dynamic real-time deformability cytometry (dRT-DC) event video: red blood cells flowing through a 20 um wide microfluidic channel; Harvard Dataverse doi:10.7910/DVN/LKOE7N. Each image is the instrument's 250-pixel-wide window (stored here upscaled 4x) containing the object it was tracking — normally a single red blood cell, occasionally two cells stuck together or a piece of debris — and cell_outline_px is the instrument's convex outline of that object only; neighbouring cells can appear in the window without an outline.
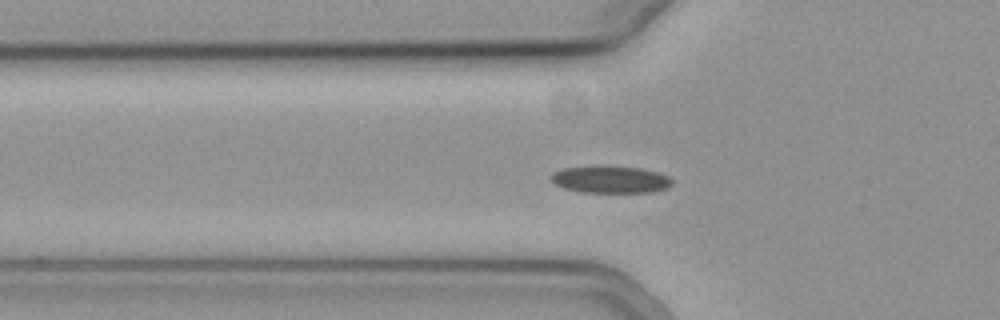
{"species": "common noctule bat (a hibernating species)", "species_latin": "Nyctalus noctula", "temperature_condition": "cold", "stored_images_in_passage": 50, "camera_frame_rate_fps": 3000, "um_per_image_px": 0.085, "animal": {"sex": "female", "body_mass_g": 19.3, "forearm_length_mm": 54.1}, "frame": {"image": 1, "passage_image": 13, "time_ms": 4.0, "image_size_px": [1000, 320], "cell_outline_px": [[672, 184], [668, 188], [652, 192], [580, 192], [564, 188], [556, 184], [548, 176], [552, 172], [564, 168], [592, 164], [608, 164], [640, 168], [660, 172], [668, 176], [672, 180]], "centroid_in_image_um": [51.87, 15.21], "position_along_channel_um": 73.9, "area_um2": 19.88}}
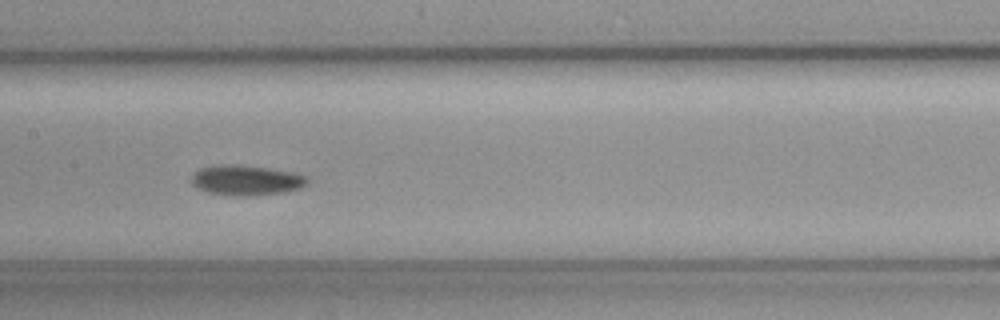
{"frame": {"image": 2, "passage_image": 22, "time_ms": 7.0, "image_size_px": [1000, 320], "cell_outline_px": [[308, 184], [300, 188], [284, 192], [248, 196], [236, 196], [208, 192], [196, 188], [192, 184], [192, 176], [200, 168], [224, 164], [240, 164], [268, 168], [292, 172], [308, 176]], "centroid_in_image_um": [20.95, 15.32], "position_along_channel_um": 186.5, "area_um2": 20.4}}
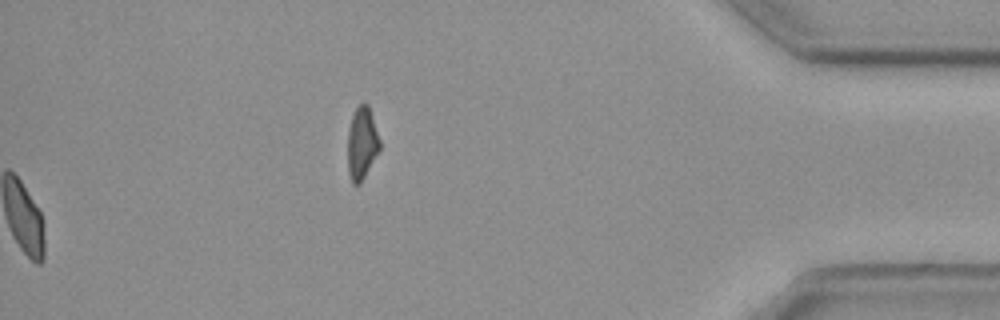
{"frame": {"image": 3, "passage_image": 50, "time_ms": 16.333, "image_size_px": [1000, 320], "cell_outline_px": [[380, 148], [360, 184], [352, 184], [348, 172], [348, 132], [352, 116], [356, 108], [364, 100], [368, 104], [380, 140]], "centroid_in_image_um": [30.75, 12.16], "position_along_channel_um": 404.4, "area_um2": 13.41}, "authors_computed_cell_mechanics": {"area_um2": 19.3919, "velocity_mm_per_s": 3.755, "shape_relaxation_time_tau1_ms": 7.3758, "shape_relaxation_time_tau2_ms": null, "deformation_change_tau1": 0.0842, "deformation_change_tau2": null}}